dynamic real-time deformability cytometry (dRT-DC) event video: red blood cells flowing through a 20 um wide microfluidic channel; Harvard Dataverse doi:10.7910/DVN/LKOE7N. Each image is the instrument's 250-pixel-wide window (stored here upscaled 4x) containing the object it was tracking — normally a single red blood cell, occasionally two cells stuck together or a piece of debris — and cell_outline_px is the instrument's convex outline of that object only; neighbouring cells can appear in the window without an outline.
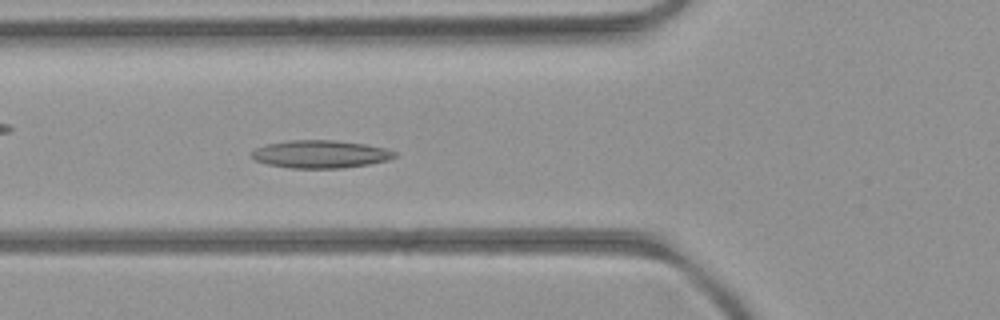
{"species": "common noctule bat (a hibernating species)", "species_latin": "Nyctalus noctula", "temperature_condition": "room temperature", "stored_images_in_passage": 54, "camera_frame_rate_fps": 3000, "um_per_image_px": 0.085, "animal": {"sex": "female", "body_mass_g": 21.9}, "frame": {"image": 1, "passage_image": 20, "time_ms": 6.333, "image_size_px": [1000, 320], "cell_outline_px": [[396, 156], [388, 160], [368, 164], [340, 168], [292, 168], [268, 164], [256, 160], [252, 156], [252, 152], [256, 148], [268, 144], [288, 140], [332, 140], [364, 144], [384, 148], [396, 152]], "centroid_in_image_um": [27.24, 13.1], "position_along_channel_um": 98.6, "area_um2": 22.83}}
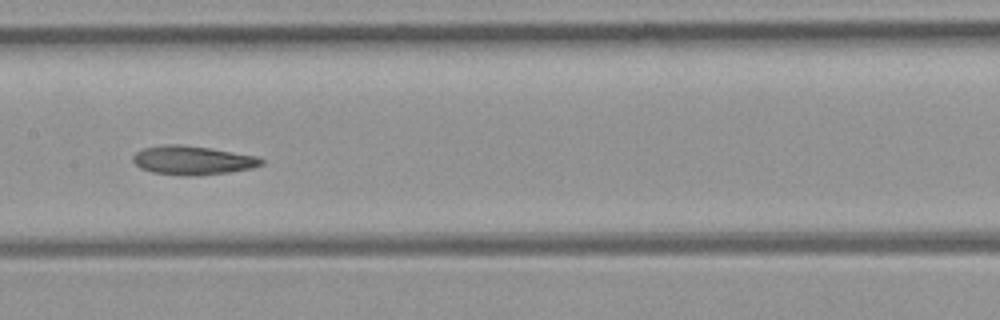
{"frame": {"image": 2, "passage_image": 27, "time_ms": 8.667, "image_size_px": [1000, 320], "cell_outline_px": [[264, 164], [252, 168], [228, 172], [200, 176], [180, 176], [152, 172], [140, 168], [132, 160], [132, 156], [136, 152], [144, 148], [164, 144], [180, 144], [212, 148], [260, 156], [264, 160]], "centroid_in_image_um": [16.4, 13.62], "position_along_channel_um": 191.0, "area_um2": 22.02}}
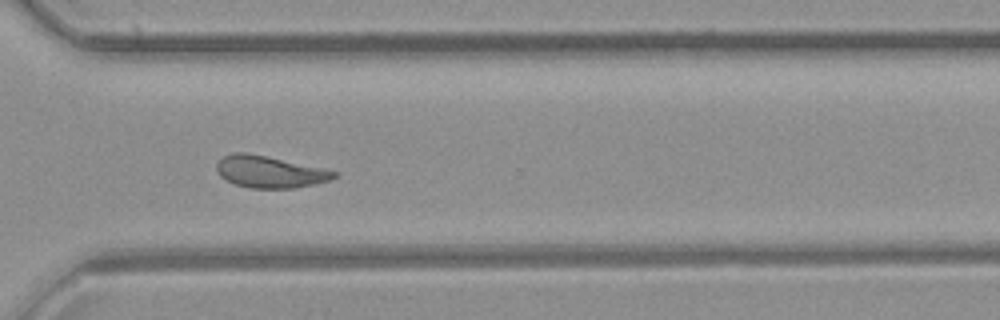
{"frame": {"image": 3, "passage_image": 39, "time_ms": 12.667, "image_size_px": [1000, 320], "cell_outline_px": [[336, 176], [332, 180], [316, 184], [292, 188], [248, 188], [236, 184], [220, 176], [216, 168], [216, 164], [224, 156], [236, 152], [248, 152], [324, 168], [336, 172]], "centroid_in_image_um": [22.94, 14.6], "position_along_channel_um": 347.7, "area_um2": 21.73}}